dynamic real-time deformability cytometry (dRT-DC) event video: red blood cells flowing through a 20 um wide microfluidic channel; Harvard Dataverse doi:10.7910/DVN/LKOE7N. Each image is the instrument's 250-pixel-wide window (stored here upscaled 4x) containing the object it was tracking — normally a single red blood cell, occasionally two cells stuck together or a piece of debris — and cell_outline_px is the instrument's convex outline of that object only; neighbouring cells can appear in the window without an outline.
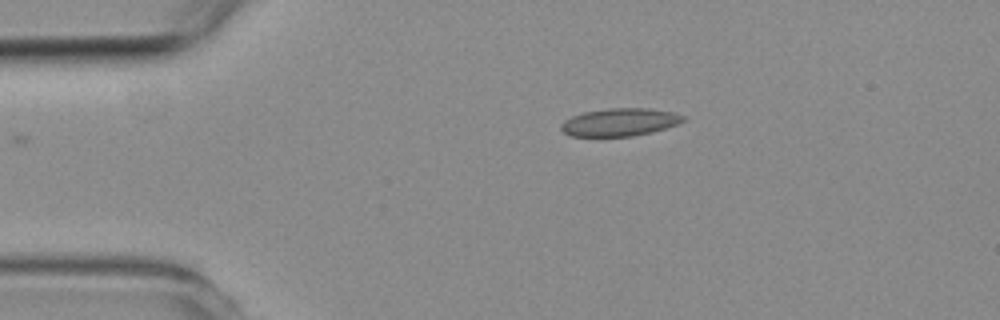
{"species": "common noctule bat (a hibernating species)", "species_latin": "Nyctalus noctula", "temperature_condition": "room temperature", "stored_images_in_passage": 2, "camera_frame_rate_fps": 3000, "um_per_image_px": 0.085, "animal": {"sex": "female", "body_mass_g": 19.3, "forearm_length_mm": 54.1}, "frame": {"image": 1, "passage_image": 1, "time_ms": 0.0, "image_size_px": [1000, 320], "cell_outline_px": [[684, 120], [676, 124], [652, 132], [632, 136], [572, 136], [564, 132], [560, 128], [560, 124], [564, 120], [572, 116], [584, 112], [608, 108], [648, 108], [672, 112], [684, 116]], "centroid_in_image_um": [52.64, 10.38], "position_along_channel_um": 32.4, "area_um2": 19.59}}